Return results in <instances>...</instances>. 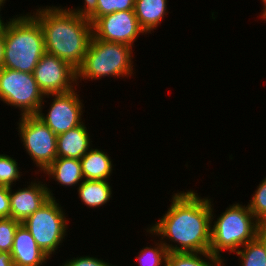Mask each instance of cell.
<instances>
[{"instance_id": "cell-1", "label": "cell", "mask_w": 266, "mask_h": 266, "mask_svg": "<svg viewBox=\"0 0 266 266\" xmlns=\"http://www.w3.org/2000/svg\"><path fill=\"white\" fill-rule=\"evenodd\" d=\"M170 202L167 212L146 232L161 236L168 253L210 252L211 199L187 190L174 193Z\"/></svg>"}, {"instance_id": "cell-2", "label": "cell", "mask_w": 266, "mask_h": 266, "mask_svg": "<svg viewBox=\"0 0 266 266\" xmlns=\"http://www.w3.org/2000/svg\"><path fill=\"white\" fill-rule=\"evenodd\" d=\"M31 13L42 28L45 52L69 63L82 65L92 37V23L74 14L69 7H39Z\"/></svg>"}, {"instance_id": "cell-3", "label": "cell", "mask_w": 266, "mask_h": 266, "mask_svg": "<svg viewBox=\"0 0 266 266\" xmlns=\"http://www.w3.org/2000/svg\"><path fill=\"white\" fill-rule=\"evenodd\" d=\"M8 20L4 23L5 48L2 67L33 73L46 53L42 28L30 13L19 14Z\"/></svg>"}, {"instance_id": "cell-4", "label": "cell", "mask_w": 266, "mask_h": 266, "mask_svg": "<svg viewBox=\"0 0 266 266\" xmlns=\"http://www.w3.org/2000/svg\"><path fill=\"white\" fill-rule=\"evenodd\" d=\"M212 202L210 253L224 259L223 251L236 253L242 246L256 239L262 224L254 217L247 205L237 202L229 205L230 207L213 221L216 216Z\"/></svg>"}, {"instance_id": "cell-5", "label": "cell", "mask_w": 266, "mask_h": 266, "mask_svg": "<svg viewBox=\"0 0 266 266\" xmlns=\"http://www.w3.org/2000/svg\"><path fill=\"white\" fill-rule=\"evenodd\" d=\"M132 46L100 40L93 34L82 65L77 69L80 79L101 80L107 77H130L134 74Z\"/></svg>"}, {"instance_id": "cell-6", "label": "cell", "mask_w": 266, "mask_h": 266, "mask_svg": "<svg viewBox=\"0 0 266 266\" xmlns=\"http://www.w3.org/2000/svg\"><path fill=\"white\" fill-rule=\"evenodd\" d=\"M66 217L68 216L59 201L57 203L56 198H50L21 224L31 233L39 248L51 258L59 245L61 246L66 240L68 230Z\"/></svg>"}, {"instance_id": "cell-7", "label": "cell", "mask_w": 266, "mask_h": 266, "mask_svg": "<svg viewBox=\"0 0 266 266\" xmlns=\"http://www.w3.org/2000/svg\"><path fill=\"white\" fill-rule=\"evenodd\" d=\"M45 95L33 73L0 68V101L21 111V116L36 115L43 110Z\"/></svg>"}, {"instance_id": "cell-8", "label": "cell", "mask_w": 266, "mask_h": 266, "mask_svg": "<svg viewBox=\"0 0 266 266\" xmlns=\"http://www.w3.org/2000/svg\"><path fill=\"white\" fill-rule=\"evenodd\" d=\"M17 124L25 151L43 172L57 158V135L35 115L21 116Z\"/></svg>"}, {"instance_id": "cell-9", "label": "cell", "mask_w": 266, "mask_h": 266, "mask_svg": "<svg viewBox=\"0 0 266 266\" xmlns=\"http://www.w3.org/2000/svg\"><path fill=\"white\" fill-rule=\"evenodd\" d=\"M75 91L77 90L45 95L47 98L53 97V101L46 114L39 110L35 115L57 136L84 123L82 121L84 104Z\"/></svg>"}, {"instance_id": "cell-10", "label": "cell", "mask_w": 266, "mask_h": 266, "mask_svg": "<svg viewBox=\"0 0 266 266\" xmlns=\"http://www.w3.org/2000/svg\"><path fill=\"white\" fill-rule=\"evenodd\" d=\"M33 75L44 95L67 93L78 85L77 70L66 61L48 53L41 57Z\"/></svg>"}, {"instance_id": "cell-11", "label": "cell", "mask_w": 266, "mask_h": 266, "mask_svg": "<svg viewBox=\"0 0 266 266\" xmlns=\"http://www.w3.org/2000/svg\"><path fill=\"white\" fill-rule=\"evenodd\" d=\"M146 32L140 27L134 11H119L99 17L92 24V34L105 41L133 46L140 34Z\"/></svg>"}, {"instance_id": "cell-12", "label": "cell", "mask_w": 266, "mask_h": 266, "mask_svg": "<svg viewBox=\"0 0 266 266\" xmlns=\"http://www.w3.org/2000/svg\"><path fill=\"white\" fill-rule=\"evenodd\" d=\"M52 191L46 182L39 180L15 191L10 187V217L22 223L50 198H55Z\"/></svg>"}, {"instance_id": "cell-13", "label": "cell", "mask_w": 266, "mask_h": 266, "mask_svg": "<svg viewBox=\"0 0 266 266\" xmlns=\"http://www.w3.org/2000/svg\"><path fill=\"white\" fill-rule=\"evenodd\" d=\"M11 257L15 266H43L50 259L22 224L15 232Z\"/></svg>"}, {"instance_id": "cell-14", "label": "cell", "mask_w": 266, "mask_h": 266, "mask_svg": "<svg viewBox=\"0 0 266 266\" xmlns=\"http://www.w3.org/2000/svg\"><path fill=\"white\" fill-rule=\"evenodd\" d=\"M91 142L89 130L83 123L57 136V157L80 160L92 148Z\"/></svg>"}, {"instance_id": "cell-15", "label": "cell", "mask_w": 266, "mask_h": 266, "mask_svg": "<svg viewBox=\"0 0 266 266\" xmlns=\"http://www.w3.org/2000/svg\"><path fill=\"white\" fill-rule=\"evenodd\" d=\"M61 186H78L84 180L79 159L57 157L44 171Z\"/></svg>"}, {"instance_id": "cell-16", "label": "cell", "mask_w": 266, "mask_h": 266, "mask_svg": "<svg viewBox=\"0 0 266 266\" xmlns=\"http://www.w3.org/2000/svg\"><path fill=\"white\" fill-rule=\"evenodd\" d=\"M168 0H135L134 13L140 27L147 33L154 32L168 14Z\"/></svg>"}, {"instance_id": "cell-17", "label": "cell", "mask_w": 266, "mask_h": 266, "mask_svg": "<svg viewBox=\"0 0 266 266\" xmlns=\"http://www.w3.org/2000/svg\"><path fill=\"white\" fill-rule=\"evenodd\" d=\"M107 152L91 148L81 159V169L85 180H109L113 163Z\"/></svg>"}, {"instance_id": "cell-18", "label": "cell", "mask_w": 266, "mask_h": 266, "mask_svg": "<svg viewBox=\"0 0 266 266\" xmlns=\"http://www.w3.org/2000/svg\"><path fill=\"white\" fill-rule=\"evenodd\" d=\"M111 188L109 180L84 179L76 189L81 202L90 208H99L110 201L113 191Z\"/></svg>"}, {"instance_id": "cell-19", "label": "cell", "mask_w": 266, "mask_h": 266, "mask_svg": "<svg viewBox=\"0 0 266 266\" xmlns=\"http://www.w3.org/2000/svg\"><path fill=\"white\" fill-rule=\"evenodd\" d=\"M224 261L226 262L210 252H170L167 255L166 266H226Z\"/></svg>"}, {"instance_id": "cell-20", "label": "cell", "mask_w": 266, "mask_h": 266, "mask_svg": "<svg viewBox=\"0 0 266 266\" xmlns=\"http://www.w3.org/2000/svg\"><path fill=\"white\" fill-rule=\"evenodd\" d=\"M236 255L240 266H266V245L259 237L242 246Z\"/></svg>"}, {"instance_id": "cell-21", "label": "cell", "mask_w": 266, "mask_h": 266, "mask_svg": "<svg viewBox=\"0 0 266 266\" xmlns=\"http://www.w3.org/2000/svg\"><path fill=\"white\" fill-rule=\"evenodd\" d=\"M141 249L136 257L139 266H166L168 251L160 240ZM155 246V247H154Z\"/></svg>"}, {"instance_id": "cell-22", "label": "cell", "mask_w": 266, "mask_h": 266, "mask_svg": "<svg viewBox=\"0 0 266 266\" xmlns=\"http://www.w3.org/2000/svg\"><path fill=\"white\" fill-rule=\"evenodd\" d=\"M13 157L6 154H0V186L12 187L13 182L19 181L22 176L16 162ZM17 180V181H16Z\"/></svg>"}, {"instance_id": "cell-23", "label": "cell", "mask_w": 266, "mask_h": 266, "mask_svg": "<svg viewBox=\"0 0 266 266\" xmlns=\"http://www.w3.org/2000/svg\"><path fill=\"white\" fill-rule=\"evenodd\" d=\"M247 206L254 217L262 225H266V177L257 186Z\"/></svg>"}, {"instance_id": "cell-24", "label": "cell", "mask_w": 266, "mask_h": 266, "mask_svg": "<svg viewBox=\"0 0 266 266\" xmlns=\"http://www.w3.org/2000/svg\"><path fill=\"white\" fill-rule=\"evenodd\" d=\"M20 224L11 217L0 218V252L11 253L15 232Z\"/></svg>"}, {"instance_id": "cell-25", "label": "cell", "mask_w": 266, "mask_h": 266, "mask_svg": "<svg viewBox=\"0 0 266 266\" xmlns=\"http://www.w3.org/2000/svg\"><path fill=\"white\" fill-rule=\"evenodd\" d=\"M135 0H98L97 19L119 11H134Z\"/></svg>"}, {"instance_id": "cell-26", "label": "cell", "mask_w": 266, "mask_h": 266, "mask_svg": "<svg viewBox=\"0 0 266 266\" xmlns=\"http://www.w3.org/2000/svg\"><path fill=\"white\" fill-rule=\"evenodd\" d=\"M83 8L77 7L69 8L74 14L80 16L83 19L90 21L92 24L97 20V7H98V0H84Z\"/></svg>"}, {"instance_id": "cell-27", "label": "cell", "mask_w": 266, "mask_h": 266, "mask_svg": "<svg viewBox=\"0 0 266 266\" xmlns=\"http://www.w3.org/2000/svg\"><path fill=\"white\" fill-rule=\"evenodd\" d=\"M62 266H113L111 263L103 261V259H98L97 257L88 256H78L68 259L66 262L62 263Z\"/></svg>"}, {"instance_id": "cell-28", "label": "cell", "mask_w": 266, "mask_h": 266, "mask_svg": "<svg viewBox=\"0 0 266 266\" xmlns=\"http://www.w3.org/2000/svg\"><path fill=\"white\" fill-rule=\"evenodd\" d=\"M10 217V188L0 186V218Z\"/></svg>"}, {"instance_id": "cell-29", "label": "cell", "mask_w": 266, "mask_h": 266, "mask_svg": "<svg viewBox=\"0 0 266 266\" xmlns=\"http://www.w3.org/2000/svg\"><path fill=\"white\" fill-rule=\"evenodd\" d=\"M12 257L10 252H0V266H12Z\"/></svg>"}, {"instance_id": "cell-30", "label": "cell", "mask_w": 266, "mask_h": 266, "mask_svg": "<svg viewBox=\"0 0 266 266\" xmlns=\"http://www.w3.org/2000/svg\"><path fill=\"white\" fill-rule=\"evenodd\" d=\"M4 48H5V41H4V25L0 27V68L3 64L4 58Z\"/></svg>"}, {"instance_id": "cell-31", "label": "cell", "mask_w": 266, "mask_h": 266, "mask_svg": "<svg viewBox=\"0 0 266 266\" xmlns=\"http://www.w3.org/2000/svg\"><path fill=\"white\" fill-rule=\"evenodd\" d=\"M266 245V225H262L258 236Z\"/></svg>"}, {"instance_id": "cell-32", "label": "cell", "mask_w": 266, "mask_h": 266, "mask_svg": "<svg viewBox=\"0 0 266 266\" xmlns=\"http://www.w3.org/2000/svg\"><path fill=\"white\" fill-rule=\"evenodd\" d=\"M262 3H264L263 4V10H262V12H261V18H263L265 15H266V0H262Z\"/></svg>"}, {"instance_id": "cell-33", "label": "cell", "mask_w": 266, "mask_h": 266, "mask_svg": "<svg viewBox=\"0 0 266 266\" xmlns=\"http://www.w3.org/2000/svg\"><path fill=\"white\" fill-rule=\"evenodd\" d=\"M2 10V8H1V6H0V11ZM2 18V16H1V14H0V27H2L3 25H4V20L3 19H1Z\"/></svg>"}, {"instance_id": "cell-34", "label": "cell", "mask_w": 266, "mask_h": 266, "mask_svg": "<svg viewBox=\"0 0 266 266\" xmlns=\"http://www.w3.org/2000/svg\"><path fill=\"white\" fill-rule=\"evenodd\" d=\"M4 3H6V0H0V6L3 8Z\"/></svg>"}]
</instances>
